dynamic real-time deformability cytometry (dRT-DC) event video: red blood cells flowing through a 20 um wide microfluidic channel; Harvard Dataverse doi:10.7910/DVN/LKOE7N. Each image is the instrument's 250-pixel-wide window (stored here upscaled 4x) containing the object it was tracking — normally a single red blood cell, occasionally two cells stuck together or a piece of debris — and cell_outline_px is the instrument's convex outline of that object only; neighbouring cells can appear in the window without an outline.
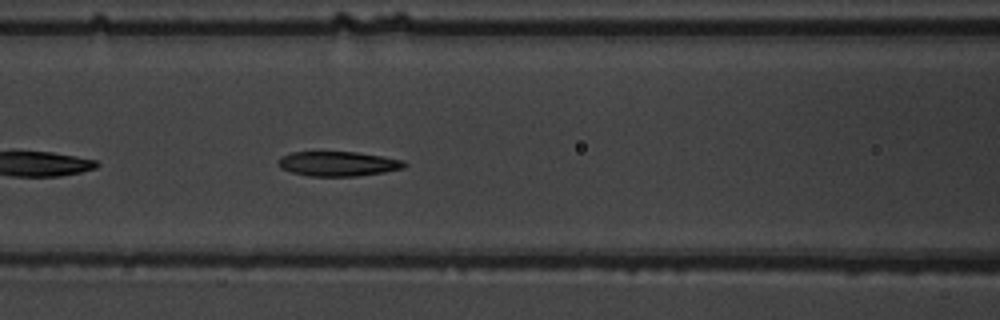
{"species": "common noctule bat (a hibernating species)", "species_latin": "Nyctalus noctula", "temperature_condition": "warm", "stored_images_in_passage": 27, "camera_frame_rate_fps": 3000, "um_per_image_px": 0.085, "animal": {"sex": "male", "body_mass_g": 19.5, "forearm_length_mm": 54.6}, "frame": {"image": 1, "passage_image": 8, "time_ms": 2.333, "image_size_px": [1000, 320], "cell_outline_px": [[408, 164], [404, 168], [384, 172], [356, 176], [308, 176], [292, 172], [280, 168], [276, 164], [280, 156], [292, 152], [356, 152], [404, 160]], "centroid_in_image_um": [28.71, 13.92], "position_along_channel_um": 137.9, "area_um2": 18.21}}
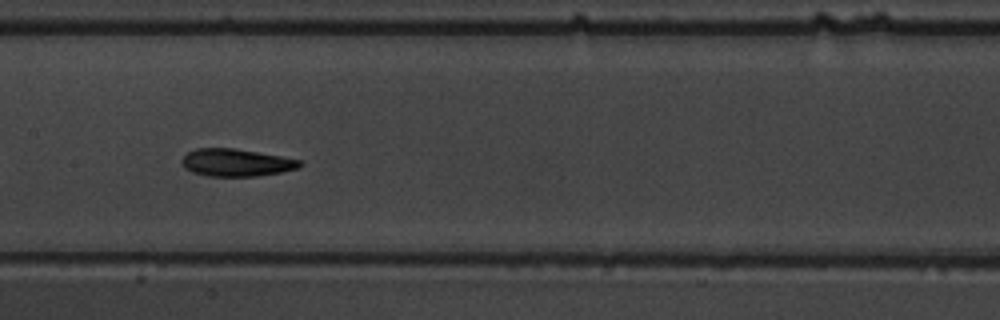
{"frame": {"image": 2, "passage_image": 12, "time_ms": 3.667, "image_size_px": [1000, 320], "cell_outline_px": [[304, 164], [300, 168], [280, 172], [256, 176], [208, 176], [192, 172], [184, 168], [180, 160], [188, 152], [196, 148], [232, 148], [280, 156], [300, 160]], "centroid_in_image_um": [20.06, 13.82], "position_along_channel_um": 187.3, "area_um2": 18.84}, "authors_computed_cell_mechanics": {"area_um2": 18.6116, "velocity_mm_per_s": 3.6978, "shape_relaxation_time_tau1_ms": 5.0441, "shape_relaxation_time_tau2_ms": 5.7996, "deformation_change_tau1": 0.1951, "deformation_change_tau2": 0.0863}}